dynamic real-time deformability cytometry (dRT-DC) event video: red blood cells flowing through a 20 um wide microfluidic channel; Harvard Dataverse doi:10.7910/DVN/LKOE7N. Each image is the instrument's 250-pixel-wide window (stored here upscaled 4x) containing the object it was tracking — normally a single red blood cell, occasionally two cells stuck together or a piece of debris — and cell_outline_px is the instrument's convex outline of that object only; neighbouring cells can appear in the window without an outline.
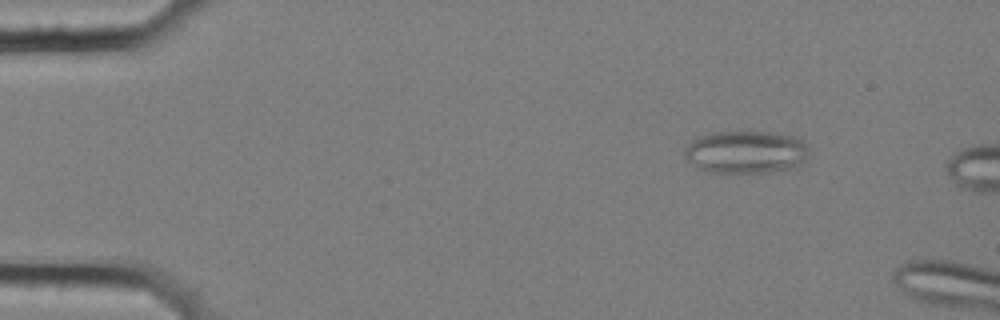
{"species": "common noctule bat (a hibernating species)", "species_latin": "Nyctalus noctula", "temperature_condition": "cold", "stored_images_in_passage": 5, "camera_frame_rate_fps": 3000, "um_per_image_px": 0.085, "animal": {"sex": "female", "body_mass_g": 25.1}, "frame": {"image": 1, "passage_image": 3, "time_ms": 0.667, "image_size_px": [1000, 320], "cell_outline_px": [[808, 156], [796, 168], [768, 172], [708, 172], [696, 168], [684, 156], [684, 148], [696, 136], [712, 132], [776, 132], [800, 136], [808, 148]], "centroid_in_image_um": [63.41, 12.91], "position_along_channel_um": 21.6, "area_um2": 31.5}}